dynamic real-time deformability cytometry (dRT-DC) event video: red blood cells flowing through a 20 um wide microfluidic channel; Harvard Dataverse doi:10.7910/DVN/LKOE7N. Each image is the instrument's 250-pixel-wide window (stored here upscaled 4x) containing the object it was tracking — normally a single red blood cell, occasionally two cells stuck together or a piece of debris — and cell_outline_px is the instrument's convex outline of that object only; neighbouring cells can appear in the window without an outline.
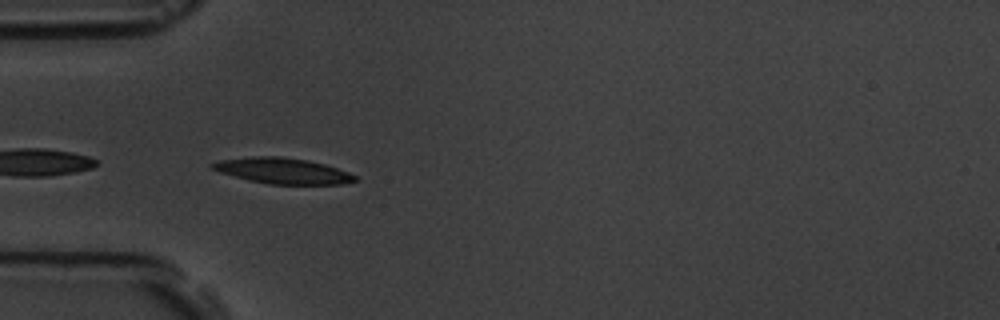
{"species": "common noctule bat (a hibernating species)", "species_latin": "Nyctalus noctula", "temperature_condition": "room temperature", "stored_images_in_passage": 15, "camera_frame_rate_fps": 3000, "um_per_image_px": 0.085, "animal": {"sex": "male", "body_mass_g": 19.5, "forearm_length_mm": 54.6}, "frame": {"image": 1, "passage_image": 4, "time_ms": 3.333, "image_size_px": [1000, 320], "cell_outline_px": [[360, 180], [340, 184], [268, 184], [248, 180], [220, 172], [208, 168], [208, 164], [220, 160], [252, 156], [284, 156], [324, 164], [348, 172], [356, 176]], "centroid_in_image_um": [23.98, 14.52], "position_along_channel_um": 61.0, "area_um2": 21.44}}
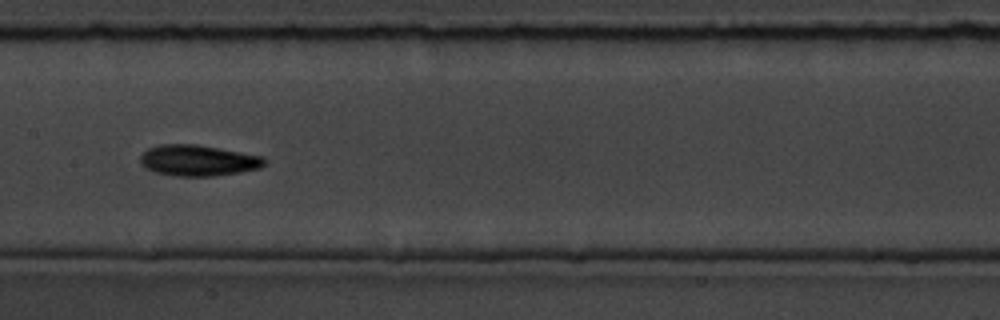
{"frame": {"image": 2, "passage_image": 7, "time_ms": 7.0, "image_size_px": [1000, 320], "cell_outline_px": [[268, 160], [260, 168], [240, 172], [212, 176], [176, 176], [156, 172], [144, 168], [140, 164], [140, 156], [148, 148], [160, 144], [196, 144], [264, 156]], "centroid_in_image_um": [16.84, 13.63], "position_along_channel_um": 190.6, "area_um2": 22.54}}
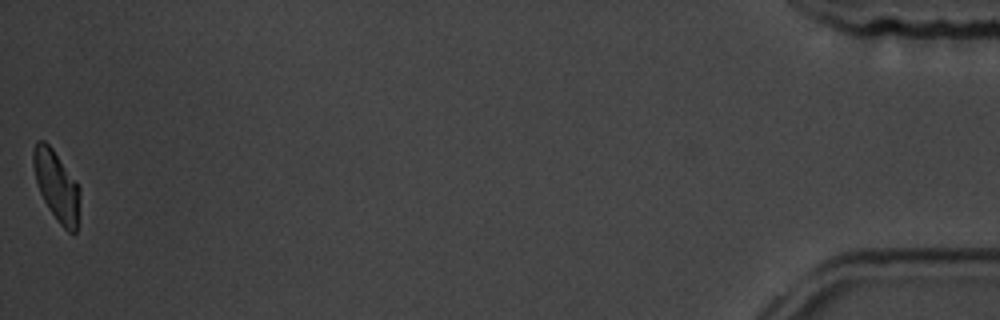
{"frame": {"image": 3, "passage_image": 15, "time_ms": 16.333, "image_size_px": [1000, 320], "cell_outline_px": [[80, 196], [76, 232], [68, 232], [60, 224], [44, 200], [40, 192], [36, 180], [32, 164], [32, 152], [36, 140], [44, 140], [52, 148], [76, 180], [80, 188]], "centroid_in_image_um": [4.8, 15.75], "position_along_channel_um": 430.4, "area_um2": 18.9}, "authors_computed_cell_mechanics": {"area_um2": 21.097, "velocity_mm_per_s": 3.6163, "shape_relaxation_time_tau1_ms": 4.5905, "shape_relaxation_time_tau2_ms": 7.498, "deformation_change_tau1": 0.1326, "deformation_change_tau2": 0.1294}}